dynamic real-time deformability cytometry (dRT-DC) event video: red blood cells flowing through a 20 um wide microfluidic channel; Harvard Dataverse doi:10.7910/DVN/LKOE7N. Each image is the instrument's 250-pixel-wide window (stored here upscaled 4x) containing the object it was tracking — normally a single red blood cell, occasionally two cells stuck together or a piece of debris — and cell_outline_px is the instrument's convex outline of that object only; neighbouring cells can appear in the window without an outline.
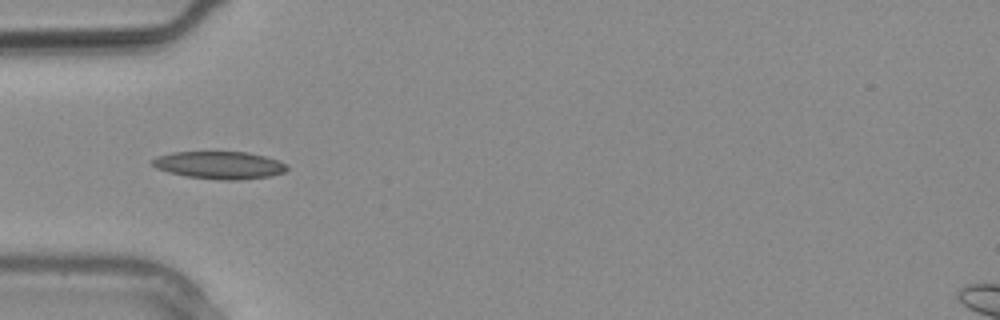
{"species": "common noctule bat (a hibernating species)", "species_latin": "Nyctalus noctula", "temperature_condition": "warm", "stored_images_in_passage": 29, "camera_frame_rate_fps": 3000, "um_per_image_px": 0.085, "animal": {"sex": "male", "body_mass_g": 20.4}, "frame": {"image": 1, "passage_image": 9, "time_ms": 2.667, "image_size_px": [1000, 320], "cell_outline_px": [[288, 168], [284, 172], [268, 176], [240, 180], [220, 180], [184, 176], [168, 172], [156, 168], [152, 164], [152, 160], [156, 156], [172, 152], [248, 152], [264, 156], [276, 160], [284, 164]], "centroid_in_image_um": [18.6, 14.04], "position_along_channel_um": 66.4, "area_um2": 21.5}}